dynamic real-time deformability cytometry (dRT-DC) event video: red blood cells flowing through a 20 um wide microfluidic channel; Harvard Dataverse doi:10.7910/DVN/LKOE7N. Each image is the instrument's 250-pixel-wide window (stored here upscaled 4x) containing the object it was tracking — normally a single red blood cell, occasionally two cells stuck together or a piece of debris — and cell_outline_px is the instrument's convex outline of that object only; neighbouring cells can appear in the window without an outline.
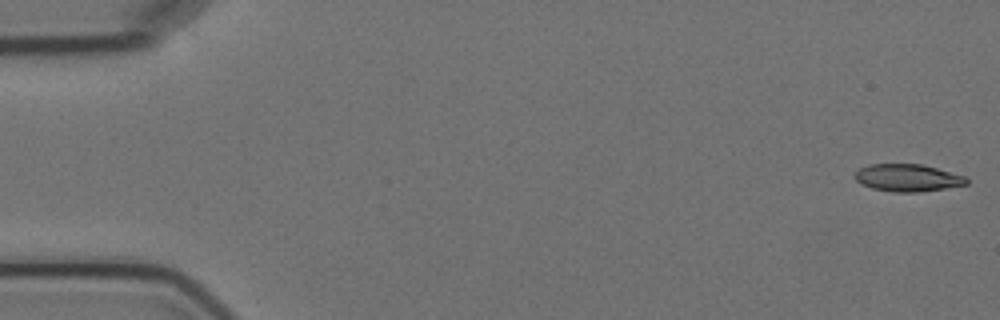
{"species": "Egyptian fruit bat (a non-hibernating species)", "species_latin": "Rousettus aegyptiacus", "temperature_condition": "cold", "stored_images_in_passage": 7, "camera_frame_rate_fps": 3000, "um_per_image_px": 0.085, "animal": {"sex": "female"}, "frame": {"image": 1, "passage_image": 1, "time_ms": 0.0, "image_size_px": [1000, 320], "cell_outline_px": [[968, 184], [944, 188], [916, 192], [892, 192], [872, 188], [856, 180], [852, 176], [860, 168], [868, 164], [920, 164], [936, 168], [964, 176], [968, 180]], "centroid_in_image_um": [77.11, 15.11], "position_along_channel_um": 7.9, "area_um2": 17.57}}
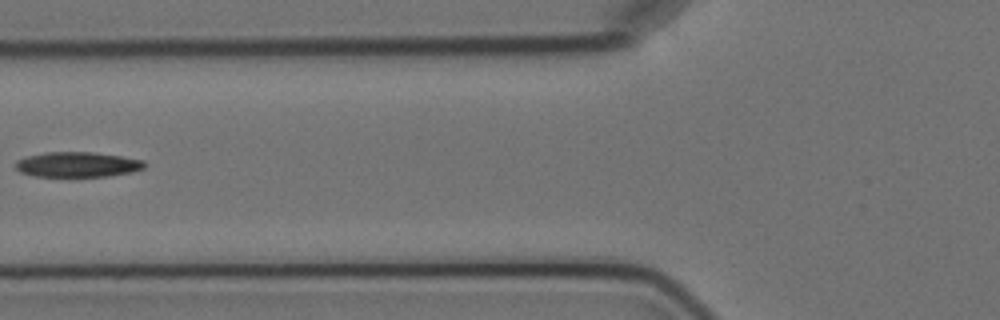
{"frame": {"image": 2, "passage_image": 6, "time_ms": 7.0, "image_size_px": [1000, 320], "cell_outline_px": [[148, 164], [144, 168], [132, 172], [108, 176], [32, 176], [20, 172], [16, 168], [16, 160], [28, 156], [44, 152], [92, 152], [120, 156], [144, 160]], "centroid_in_image_um": [6.6, 13.98], "position_along_channel_um": 119.2, "area_um2": 18.9}}
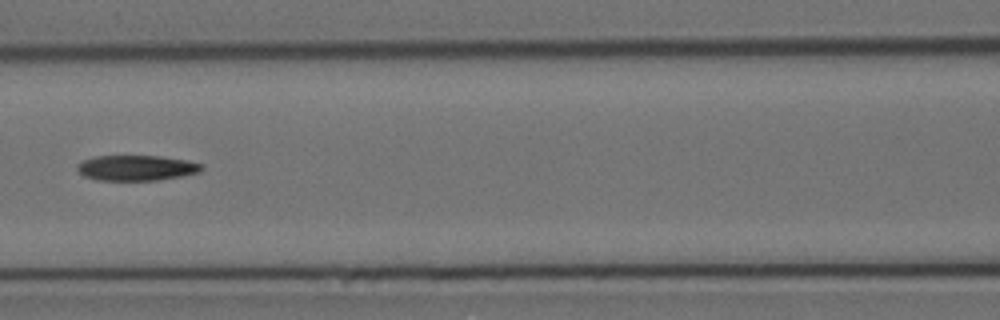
{"frame": {"image": 3, "passage_image": 7, "time_ms": 8.0, "image_size_px": [1000, 320], "cell_outline_px": [[204, 168], [200, 172], [180, 176], [156, 180], [96, 180], [84, 176], [76, 168], [76, 164], [84, 160], [96, 156], [160, 156], [188, 160], [204, 164]], "centroid_in_image_um": [11.62, 14.26], "position_along_channel_um": 155.0, "area_um2": 18.44}}